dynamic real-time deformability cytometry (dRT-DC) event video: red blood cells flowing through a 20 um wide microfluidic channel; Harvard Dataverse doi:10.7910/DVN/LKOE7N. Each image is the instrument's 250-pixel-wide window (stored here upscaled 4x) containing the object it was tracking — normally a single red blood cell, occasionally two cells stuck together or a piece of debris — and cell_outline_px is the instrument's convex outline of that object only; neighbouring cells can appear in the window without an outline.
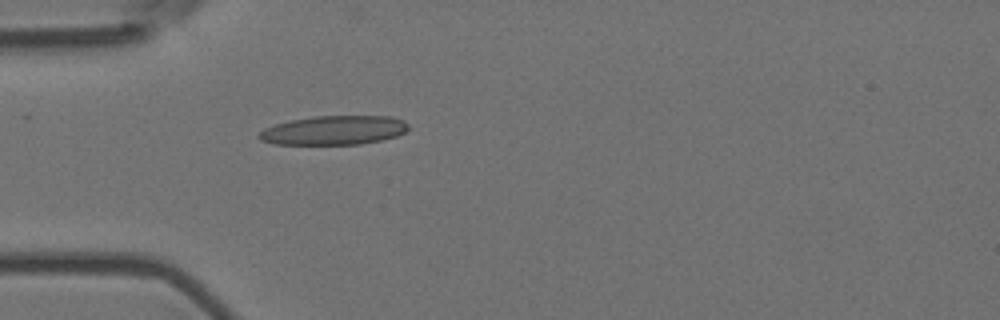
{"species": "Egyptian fruit bat (a non-hibernating species)", "species_latin": "Rousettus aegyptiacus", "temperature_condition": "room temperature", "stored_images_in_passage": 5, "camera_frame_rate_fps": 3000, "um_per_image_px": 0.085, "animal": {"sex": "female"}, "frame": {"image": 1, "passage_image": 5, "time_ms": 1.333, "image_size_px": [1000, 320], "cell_outline_px": [[408, 128], [404, 132], [396, 136], [380, 140], [360, 144], [272, 144], [260, 140], [256, 136], [264, 128], [276, 124], [292, 120], [316, 116], [392, 116], [404, 120], [408, 124]], "centroid_in_image_um": [28.37, 11.07], "position_along_channel_um": 56.6, "area_um2": 25.26}}